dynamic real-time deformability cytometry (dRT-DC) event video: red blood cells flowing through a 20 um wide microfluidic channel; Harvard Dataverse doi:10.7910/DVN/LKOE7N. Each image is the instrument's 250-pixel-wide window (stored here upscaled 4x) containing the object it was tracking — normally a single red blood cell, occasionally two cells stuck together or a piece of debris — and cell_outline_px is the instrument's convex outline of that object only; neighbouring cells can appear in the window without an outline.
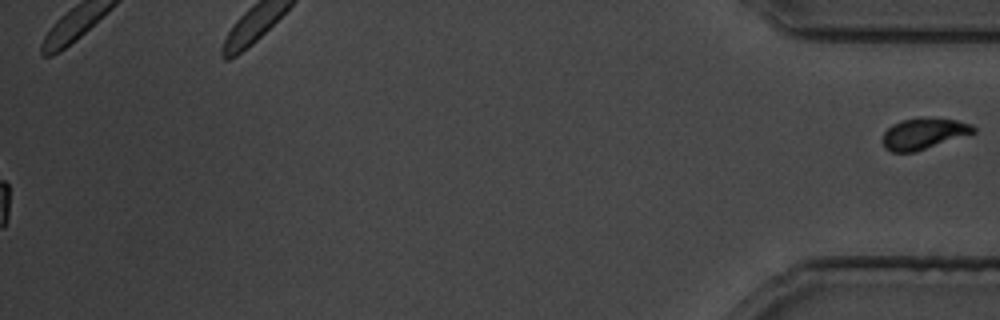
{"species": "common noctule bat (a hibernating species)", "species_latin": "Nyctalus noctula", "temperature_condition": "cold", "stored_images_in_passage": 28, "camera_frame_rate_fps": 3000, "um_per_image_px": 0.085, "animal": {"sex": "male", "body_mass_g": 19.5, "forearm_length_mm": 54.6}, "frame": {"image": 1, "passage_image": 28, "time_ms": 33.667, "image_size_px": [1000, 320], "cell_outline_px": [[976, 132], [916, 152], [892, 152], [884, 148], [880, 140], [884, 132], [892, 124], [900, 120], [920, 116], [928, 116], [956, 120], [972, 124], [976, 128]], "centroid_in_image_um": [78.48, 11.34], "position_along_channel_um": 356.7, "area_um2": 16.99}}